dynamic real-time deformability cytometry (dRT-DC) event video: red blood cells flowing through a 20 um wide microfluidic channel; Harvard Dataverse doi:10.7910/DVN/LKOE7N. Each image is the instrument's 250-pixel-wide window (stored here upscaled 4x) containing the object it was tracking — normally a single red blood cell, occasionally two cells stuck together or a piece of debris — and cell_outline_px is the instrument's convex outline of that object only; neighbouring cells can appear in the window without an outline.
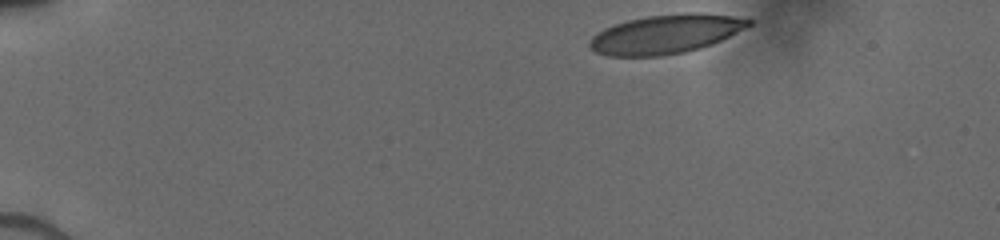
{"species": "human", "species_latin": "Homo sapiens", "temperature_condition": "cold", "stored_images_in_passage": 17, "camera_frame_rate_fps": 3000, "um_per_image_px": 0.085, "donor": {"sex": "male"}, "frame": {"image": 1, "passage_image": 1, "time_ms": 0.0, "image_size_px": [1000, 240], "cell_outline_px": [[752, 24], [712, 44], [700, 48], [684, 52], [660, 56], [608, 56], [596, 52], [588, 44], [588, 40], [596, 32], [604, 28], [628, 20], [648, 16], [684, 12], [700, 12], [732, 16], [752, 20]], "centroid_in_image_um": [56.55, 2.89], "position_along_channel_um": 28.5, "area_um2": 36.01}}
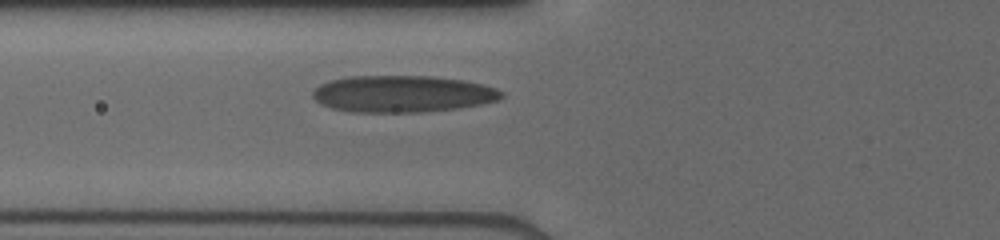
{"frame": {"image": 2, "passage_image": 10, "time_ms": 4.0, "image_size_px": [1000, 240], "cell_outline_px": [[504, 96], [500, 100], [480, 104], [456, 108], [420, 112], [352, 112], [332, 108], [316, 100], [312, 96], [312, 92], [320, 84], [332, 80], [348, 76], [432, 76], [460, 80], [480, 84], [496, 88], [504, 92]], "centroid_in_image_um": [34.22, 7.98], "position_along_channel_um": 91.6, "area_um2": 40.23}}
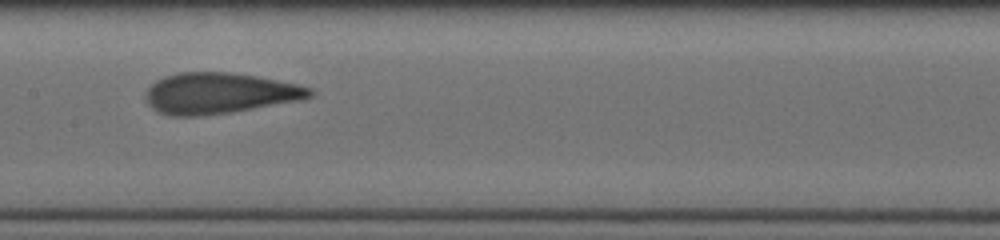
{"frame": {"image": 3, "passage_image": 15, "time_ms": 6.333, "image_size_px": [1000, 240], "cell_outline_px": [[316, 92], [312, 96], [304, 100], [232, 112], [200, 116], [172, 116], [160, 112], [152, 108], [144, 100], [144, 92], [156, 80], [164, 76], [180, 72], [232, 72], [256, 76], [296, 84], [312, 88]], "centroid_in_image_um": [18.65, 7.93], "position_along_channel_um": 188.8, "area_um2": 39.54}}